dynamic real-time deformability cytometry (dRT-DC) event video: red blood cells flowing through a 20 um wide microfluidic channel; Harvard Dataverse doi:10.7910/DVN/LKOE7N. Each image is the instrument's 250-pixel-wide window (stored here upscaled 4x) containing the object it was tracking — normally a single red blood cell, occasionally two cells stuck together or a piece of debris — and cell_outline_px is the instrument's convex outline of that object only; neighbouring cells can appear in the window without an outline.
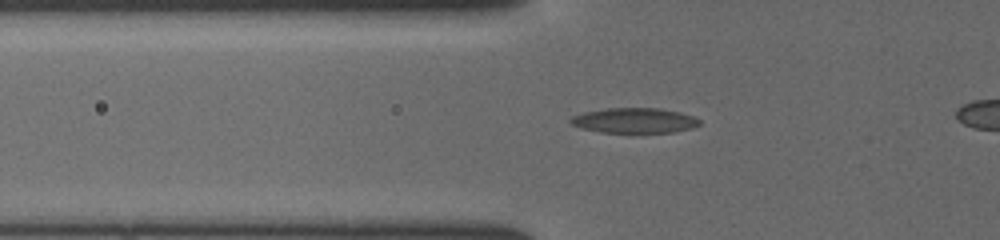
{"species": "common noctule bat (a hibernating species)", "species_latin": "Nyctalus noctula", "temperature_condition": "cold", "stored_images_in_passage": 35, "camera_frame_rate_fps": 3000, "um_per_image_px": 0.085, "animal": {"sex": "female", "body_mass_g": 19.5, "forearm_length_mm": 54.1}, "frame": {"image": 1, "passage_image": 8, "time_ms": 2.333, "image_size_px": [1000, 240], "cell_outline_px": [[700, 124], [692, 128], [676, 132], [600, 132], [580, 128], [572, 124], [568, 120], [572, 116], [584, 112], [604, 108], [660, 108], [680, 112], [692, 116], [700, 120]], "centroid_in_image_um": [53.91, 10.23], "position_along_channel_um": 71.9, "area_um2": 18.9}}
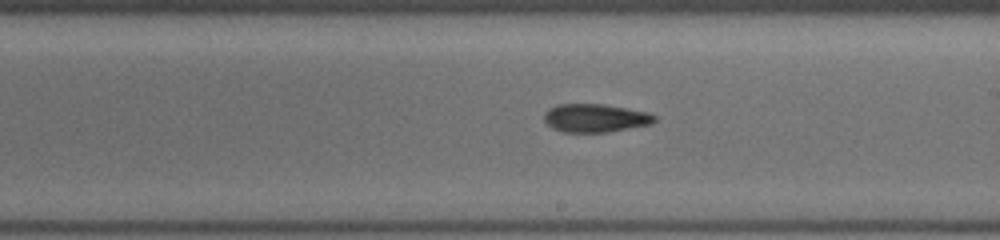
{"frame": {"image": 2, "passage_image": 20, "time_ms": 6.333, "image_size_px": [1000, 240], "cell_outline_px": [[656, 120], [652, 124], [608, 132], [564, 132], [552, 128], [544, 120], [544, 112], [548, 108], [556, 104], [604, 104], [648, 112], [656, 116]], "centroid_in_image_um": [50.59, 10.03], "position_along_channel_um": 238.4, "area_um2": 18.32}}
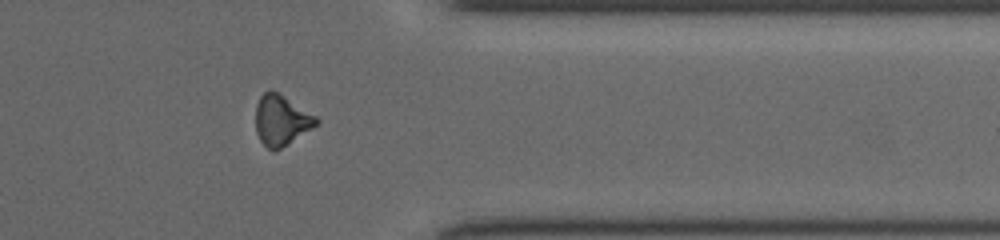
{"frame": {"image": 3, "passage_image": 31, "time_ms": 10.0, "image_size_px": [1000, 240], "cell_outline_px": [[320, 120], [312, 128], [288, 144], [272, 152], [260, 140], [256, 132], [256, 104], [260, 96], [264, 92], [276, 92], [316, 116]], "centroid_in_image_um": [23.89, 10.25], "position_along_channel_um": 387.5, "area_um2": 17.4}}